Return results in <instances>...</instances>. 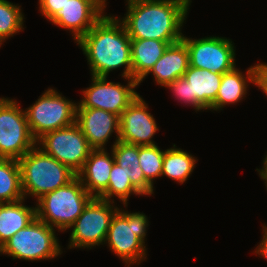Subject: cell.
<instances>
[{"label": "cell", "mask_w": 267, "mask_h": 267, "mask_svg": "<svg viewBox=\"0 0 267 267\" xmlns=\"http://www.w3.org/2000/svg\"><path fill=\"white\" fill-rule=\"evenodd\" d=\"M24 19L21 5L0 0V42L4 43L16 33L24 31Z\"/></svg>", "instance_id": "cell-26"}, {"label": "cell", "mask_w": 267, "mask_h": 267, "mask_svg": "<svg viewBox=\"0 0 267 267\" xmlns=\"http://www.w3.org/2000/svg\"><path fill=\"white\" fill-rule=\"evenodd\" d=\"M36 146L76 174L93 150L77 123L43 134Z\"/></svg>", "instance_id": "cell-10"}, {"label": "cell", "mask_w": 267, "mask_h": 267, "mask_svg": "<svg viewBox=\"0 0 267 267\" xmlns=\"http://www.w3.org/2000/svg\"><path fill=\"white\" fill-rule=\"evenodd\" d=\"M76 43L86 56L92 76L108 77L123 67V79L132 78L131 39L118 17L105 14Z\"/></svg>", "instance_id": "cell-2"}, {"label": "cell", "mask_w": 267, "mask_h": 267, "mask_svg": "<svg viewBox=\"0 0 267 267\" xmlns=\"http://www.w3.org/2000/svg\"><path fill=\"white\" fill-rule=\"evenodd\" d=\"M77 103L65 98L55 88H49L25 109L32 136L43 134L76 123Z\"/></svg>", "instance_id": "cell-7"}, {"label": "cell", "mask_w": 267, "mask_h": 267, "mask_svg": "<svg viewBox=\"0 0 267 267\" xmlns=\"http://www.w3.org/2000/svg\"><path fill=\"white\" fill-rule=\"evenodd\" d=\"M111 153V154H110ZM93 149L77 177L92 197H99L108 187L114 158L112 151Z\"/></svg>", "instance_id": "cell-16"}, {"label": "cell", "mask_w": 267, "mask_h": 267, "mask_svg": "<svg viewBox=\"0 0 267 267\" xmlns=\"http://www.w3.org/2000/svg\"><path fill=\"white\" fill-rule=\"evenodd\" d=\"M196 158L173 144V147L165 150L161 177L166 176L178 184H183L193 173L198 161Z\"/></svg>", "instance_id": "cell-23"}, {"label": "cell", "mask_w": 267, "mask_h": 267, "mask_svg": "<svg viewBox=\"0 0 267 267\" xmlns=\"http://www.w3.org/2000/svg\"><path fill=\"white\" fill-rule=\"evenodd\" d=\"M107 189L98 197L102 200L114 202L117 197L122 204H128L129 196H143L130 182L131 170L128 167L122 168L113 163L110 172Z\"/></svg>", "instance_id": "cell-25"}, {"label": "cell", "mask_w": 267, "mask_h": 267, "mask_svg": "<svg viewBox=\"0 0 267 267\" xmlns=\"http://www.w3.org/2000/svg\"><path fill=\"white\" fill-rule=\"evenodd\" d=\"M93 197L76 176L67 185L44 194L37 200V218L52 228L66 231L82 214Z\"/></svg>", "instance_id": "cell-5"}, {"label": "cell", "mask_w": 267, "mask_h": 267, "mask_svg": "<svg viewBox=\"0 0 267 267\" xmlns=\"http://www.w3.org/2000/svg\"><path fill=\"white\" fill-rule=\"evenodd\" d=\"M107 0H67V3L50 20L72 34L75 43L104 15Z\"/></svg>", "instance_id": "cell-14"}, {"label": "cell", "mask_w": 267, "mask_h": 267, "mask_svg": "<svg viewBox=\"0 0 267 267\" xmlns=\"http://www.w3.org/2000/svg\"><path fill=\"white\" fill-rule=\"evenodd\" d=\"M257 87L267 96V63H257Z\"/></svg>", "instance_id": "cell-30"}, {"label": "cell", "mask_w": 267, "mask_h": 267, "mask_svg": "<svg viewBox=\"0 0 267 267\" xmlns=\"http://www.w3.org/2000/svg\"><path fill=\"white\" fill-rule=\"evenodd\" d=\"M108 77L91 75L92 82L88 88L82 90V99L77 102V108H96L109 111L120 116L122 112L139 95L135 88L139 82L133 78H125L127 84L108 82Z\"/></svg>", "instance_id": "cell-11"}, {"label": "cell", "mask_w": 267, "mask_h": 267, "mask_svg": "<svg viewBox=\"0 0 267 267\" xmlns=\"http://www.w3.org/2000/svg\"><path fill=\"white\" fill-rule=\"evenodd\" d=\"M189 66V51L181 40L168 46L152 69L139 81V85L151 74L157 85L165 87L168 83L183 77Z\"/></svg>", "instance_id": "cell-17"}, {"label": "cell", "mask_w": 267, "mask_h": 267, "mask_svg": "<svg viewBox=\"0 0 267 267\" xmlns=\"http://www.w3.org/2000/svg\"><path fill=\"white\" fill-rule=\"evenodd\" d=\"M38 2L40 13L50 21L64 7L67 0H38Z\"/></svg>", "instance_id": "cell-29"}, {"label": "cell", "mask_w": 267, "mask_h": 267, "mask_svg": "<svg viewBox=\"0 0 267 267\" xmlns=\"http://www.w3.org/2000/svg\"><path fill=\"white\" fill-rule=\"evenodd\" d=\"M118 210L115 202L93 197L68 229L71 231L68 249L91 250L92 247L104 245L111 220Z\"/></svg>", "instance_id": "cell-8"}, {"label": "cell", "mask_w": 267, "mask_h": 267, "mask_svg": "<svg viewBox=\"0 0 267 267\" xmlns=\"http://www.w3.org/2000/svg\"><path fill=\"white\" fill-rule=\"evenodd\" d=\"M262 229V240L259 242V245L256 246V249L253 253L259 255L263 259L265 258L267 261V225L263 224Z\"/></svg>", "instance_id": "cell-31"}, {"label": "cell", "mask_w": 267, "mask_h": 267, "mask_svg": "<svg viewBox=\"0 0 267 267\" xmlns=\"http://www.w3.org/2000/svg\"><path fill=\"white\" fill-rule=\"evenodd\" d=\"M35 146L25 110L15 99L0 97V158L19 160Z\"/></svg>", "instance_id": "cell-9"}, {"label": "cell", "mask_w": 267, "mask_h": 267, "mask_svg": "<svg viewBox=\"0 0 267 267\" xmlns=\"http://www.w3.org/2000/svg\"><path fill=\"white\" fill-rule=\"evenodd\" d=\"M182 41L189 51L190 66L218 74L232 71L236 67L235 46L231 39L219 36L188 38Z\"/></svg>", "instance_id": "cell-12"}, {"label": "cell", "mask_w": 267, "mask_h": 267, "mask_svg": "<svg viewBox=\"0 0 267 267\" xmlns=\"http://www.w3.org/2000/svg\"><path fill=\"white\" fill-rule=\"evenodd\" d=\"M164 88L170 89L172 96L176 98L180 103H184L185 106L193 107V97H191L190 83L187 82L184 77H179L173 82L168 83Z\"/></svg>", "instance_id": "cell-28"}, {"label": "cell", "mask_w": 267, "mask_h": 267, "mask_svg": "<svg viewBox=\"0 0 267 267\" xmlns=\"http://www.w3.org/2000/svg\"><path fill=\"white\" fill-rule=\"evenodd\" d=\"M267 153V152H266ZM263 165L262 168H256V171L258 172L260 178L265 181V186L267 190V154L265 155V158L263 159Z\"/></svg>", "instance_id": "cell-32"}, {"label": "cell", "mask_w": 267, "mask_h": 267, "mask_svg": "<svg viewBox=\"0 0 267 267\" xmlns=\"http://www.w3.org/2000/svg\"><path fill=\"white\" fill-rule=\"evenodd\" d=\"M119 20L130 39H155L170 45L183 38L182 28L192 0H126Z\"/></svg>", "instance_id": "cell-1"}, {"label": "cell", "mask_w": 267, "mask_h": 267, "mask_svg": "<svg viewBox=\"0 0 267 267\" xmlns=\"http://www.w3.org/2000/svg\"><path fill=\"white\" fill-rule=\"evenodd\" d=\"M24 199L36 201L44 194L67 185L77 174L35 146L18 160Z\"/></svg>", "instance_id": "cell-4"}, {"label": "cell", "mask_w": 267, "mask_h": 267, "mask_svg": "<svg viewBox=\"0 0 267 267\" xmlns=\"http://www.w3.org/2000/svg\"><path fill=\"white\" fill-rule=\"evenodd\" d=\"M55 228L34 219L27 227L20 229L1 247L0 254L25 261L49 260L63 253Z\"/></svg>", "instance_id": "cell-6"}, {"label": "cell", "mask_w": 267, "mask_h": 267, "mask_svg": "<svg viewBox=\"0 0 267 267\" xmlns=\"http://www.w3.org/2000/svg\"><path fill=\"white\" fill-rule=\"evenodd\" d=\"M127 205L123 204L125 209L119 208L113 216L104 244L122 259L125 267H131L147 259L145 239L149 220L143 212L125 211Z\"/></svg>", "instance_id": "cell-3"}, {"label": "cell", "mask_w": 267, "mask_h": 267, "mask_svg": "<svg viewBox=\"0 0 267 267\" xmlns=\"http://www.w3.org/2000/svg\"><path fill=\"white\" fill-rule=\"evenodd\" d=\"M170 44L155 39H131L132 78L138 82L152 69Z\"/></svg>", "instance_id": "cell-21"}, {"label": "cell", "mask_w": 267, "mask_h": 267, "mask_svg": "<svg viewBox=\"0 0 267 267\" xmlns=\"http://www.w3.org/2000/svg\"><path fill=\"white\" fill-rule=\"evenodd\" d=\"M25 199L0 202V247L20 229L37 218L35 207L24 205Z\"/></svg>", "instance_id": "cell-20"}, {"label": "cell", "mask_w": 267, "mask_h": 267, "mask_svg": "<svg viewBox=\"0 0 267 267\" xmlns=\"http://www.w3.org/2000/svg\"><path fill=\"white\" fill-rule=\"evenodd\" d=\"M257 87V64L246 69L245 74L237 67L222 74L220 87L216 100L212 103L210 111H220L226 105H233L243 100L248 91L249 84Z\"/></svg>", "instance_id": "cell-18"}, {"label": "cell", "mask_w": 267, "mask_h": 267, "mask_svg": "<svg viewBox=\"0 0 267 267\" xmlns=\"http://www.w3.org/2000/svg\"><path fill=\"white\" fill-rule=\"evenodd\" d=\"M165 151L158 145L139 146V165L145 179L154 187L155 179L161 177Z\"/></svg>", "instance_id": "cell-27"}, {"label": "cell", "mask_w": 267, "mask_h": 267, "mask_svg": "<svg viewBox=\"0 0 267 267\" xmlns=\"http://www.w3.org/2000/svg\"><path fill=\"white\" fill-rule=\"evenodd\" d=\"M76 123L93 149H106L112 134L116 133L113 144L119 141V116L96 108H77Z\"/></svg>", "instance_id": "cell-15"}, {"label": "cell", "mask_w": 267, "mask_h": 267, "mask_svg": "<svg viewBox=\"0 0 267 267\" xmlns=\"http://www.w3.org/2000/svg\"><path fill=\"white\" fill-rule=\"evenodd\" d=\"M148 103L140 96L119 116V140L137 146L157 145L153 136L159 131Z\"/></svg>", "instance_id": "cell-13"}, {"label": "cell", "mask_w": 267, "mask_h": 267, "mask_svg": "<svg viewBox=\"0 0 267 267\" xmlns=\"http://www.w3.org/2000/svg\"><path fill=\"white\" fill-rule=\"evenodd\" d=\"M183 77L190 83L191 97H193V107L196 113L201 110H209L216 100L222 74L189 66Z\"/></svg>", "instance_id": "cell-19"}, {"label": "cell", "mask_w": 267, "mask_h": 267, "mask_svg": "<svg viewBox=\"0 0 267 267\" xmlns=\"http://www.w3.org/2000/svg\"><path fill=\"white\" fill-rule=\"evenodd\" d=\"M24 199L18 160L0 158V202Z\"/></svg>", "instance_id": "cell-24"}, {"label": "cell", "mask_w": 267, "mask_h": 267, "mask_svg": "<svg viewBox=\"0 0 267 267\" xmlns=\"http://www.w3.org/2000/svg\"><path fill=\"white\" fill-rule=\"evenodd\" d=\"M114 163L122 168L128 167L131 170V184L144 196L152 195L154 188L146 179L139 165V146L118 141L112 144Z\"/></svg>", "instance_id": "cell-22"}]
</instances>
